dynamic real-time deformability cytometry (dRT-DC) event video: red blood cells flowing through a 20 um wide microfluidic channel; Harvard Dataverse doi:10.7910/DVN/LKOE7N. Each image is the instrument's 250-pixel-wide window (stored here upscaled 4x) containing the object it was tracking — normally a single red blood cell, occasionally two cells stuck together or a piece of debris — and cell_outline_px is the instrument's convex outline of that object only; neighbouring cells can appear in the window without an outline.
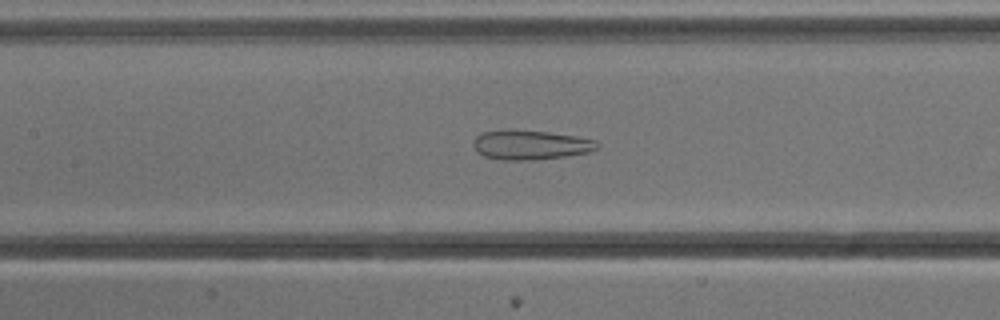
{"species": "common noctule bat (a hibernating species)", "species_latin": "Nyctalus noctula", "temperature_condition": "cold", "stored_images_in_passage": 53, "camera_frame_rate_fps": 3000, "um_per_image_px": 0.085, "animal": {"sex": "male", "body_mass_g": 13.3}, "frame": {"image": 1, "passage_image": 24, "time_ms": 7.667, "image_size_px": [1000, 320], "cell_outline_px": [[600, 144], [596, 148], [588, 152], [568, 156], [532, 160], [504, 160], [484, 156], [476, 152], [472, 144], [472, 140], [476, 136], [484, 132], [508, 128], [512, 128], [548, 132], [576, 136], [596, 140]], "centroid_in_image_um": [45.05, 12.3], "position_along_channel_um": 162.4, "area_um2": 21.68}}
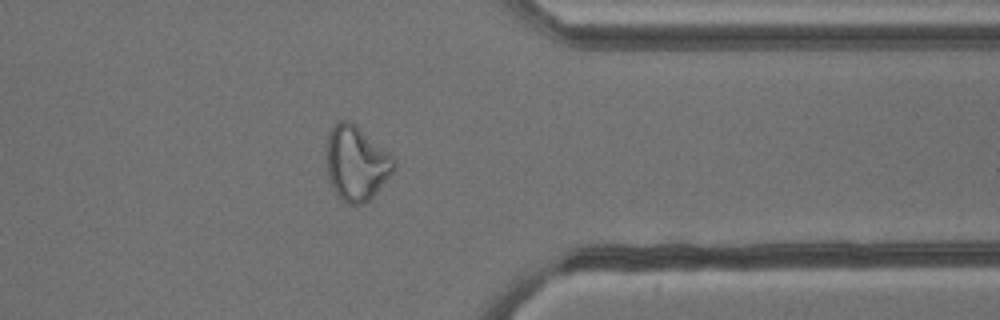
{"frame": {"image": 2, "passage_image": 42, "time_ms": 13.667, "image_size_px": [1000, 320], "cell_outline_px": [[396, 168], [372, 196], [364, 204], [348, 204], [336, 192], [328, 176], [328, 132], [332, 124], [340, 120], [348, 120], [388, 152], [396, 160]], "centroid_in_image_um": [30.29, 13.86], "position_along_channel_um": 381.1, "area_um2": 28.5}}
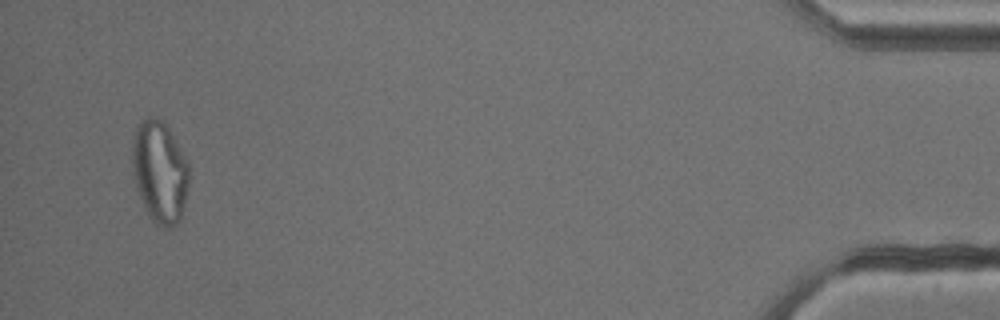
{"frame": {"image": 3, "passage_image": 51, "time_ms": 16.667, "image_size_px": [1000, 320], "cell_outline_px": [[188, 184], [180, 220], [176, 224], [168, 228], [164, 228], [156, 224], [152, 220], [140, 196], [132, 172], [132, 136], [136, 124], [140, 120], [148, 116], [152, 116], [164, 120], [188, 164]], "centroid_in_image_um": [13.54, 14.54], "position_along_channel_um": 421.7, "area_um2": 33.58}, "authors_computed_cell_mechanics": {"area_um2": 29.9404, "velocity_mm_per_s": 3.8173, "shape_relaxation_time_tau1_ms": null, "shape_relaxation_time_tau2_ms": 2.7701, "deformation_change_tau1": null, "deformation_change_tau2": 0.1266}}